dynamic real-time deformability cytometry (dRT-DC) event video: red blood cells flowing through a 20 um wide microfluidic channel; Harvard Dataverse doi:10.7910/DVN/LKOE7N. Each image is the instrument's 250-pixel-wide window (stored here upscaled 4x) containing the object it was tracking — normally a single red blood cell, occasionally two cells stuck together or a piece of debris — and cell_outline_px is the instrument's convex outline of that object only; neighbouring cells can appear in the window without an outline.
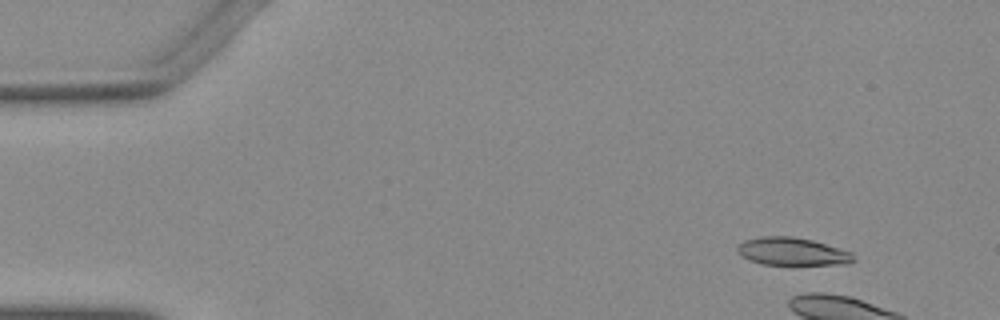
{"species": "Egyptian fruit bat (a non-hibernating species)", "species_latin": "Rousettus aegyptiacus", "temperature_condition": "warm", "stored_images_in_passage": 6, "camera_frame_rate_fps": 3000, "um_per_image_px": 0.085, "animal": {"sex": "female"}, "frame": {"image": 1, "passage_image": 1, "time_ms": 0.0, "image_size_px": [1000, 320], "cell_outline_px": [[856, 260], [848, 264], [792, 268], [760, 264], [748, 260], [736, 252], [736, 244], [744, 240], [760, 236], [792, 236], [812, 240], [852, 252]], "centroid_in_image_um": [67.34, 21.44], "position_along_channel_um": 17.7, "area_um2": 20.23}}